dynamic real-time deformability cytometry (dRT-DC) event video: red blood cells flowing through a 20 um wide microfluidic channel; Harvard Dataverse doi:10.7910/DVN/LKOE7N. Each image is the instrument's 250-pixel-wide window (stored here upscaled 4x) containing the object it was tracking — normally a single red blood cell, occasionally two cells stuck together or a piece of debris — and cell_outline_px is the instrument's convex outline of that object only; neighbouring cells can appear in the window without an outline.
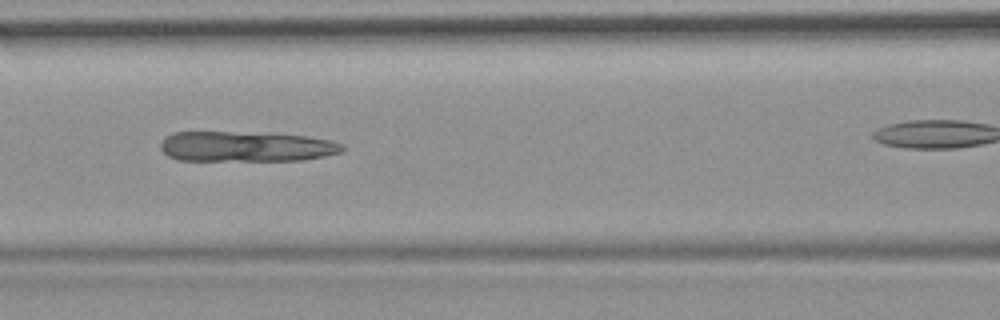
{"species": "common noctule bat (a hibernating species)", "species_latin": "Nyctalus noctula", "temperature_condition": "room temperature", "stored_images_in_passage": 12, "camera_frame_rate_fps": 3000, "um_per_image_px": 0.085, "animal": {"sex": "female", "body_mass_g": 19.9}, "frame": {"image": 1, "passage_image": 7, "time_ms": 7.0, "image_size_px": [1000, 320], "cell_outline_px": [[344, 152], [304, 160], [176, 160], [168, 156], [160, 148], [160, 144], [164, 136], [172, 132], [228, 132], [308, 136], [332, 140], [344, 144]], "centroid_in_image_um": [20.91, 12.46], "position_along_channel_um": 145.7, "area_um2": 32.08}}